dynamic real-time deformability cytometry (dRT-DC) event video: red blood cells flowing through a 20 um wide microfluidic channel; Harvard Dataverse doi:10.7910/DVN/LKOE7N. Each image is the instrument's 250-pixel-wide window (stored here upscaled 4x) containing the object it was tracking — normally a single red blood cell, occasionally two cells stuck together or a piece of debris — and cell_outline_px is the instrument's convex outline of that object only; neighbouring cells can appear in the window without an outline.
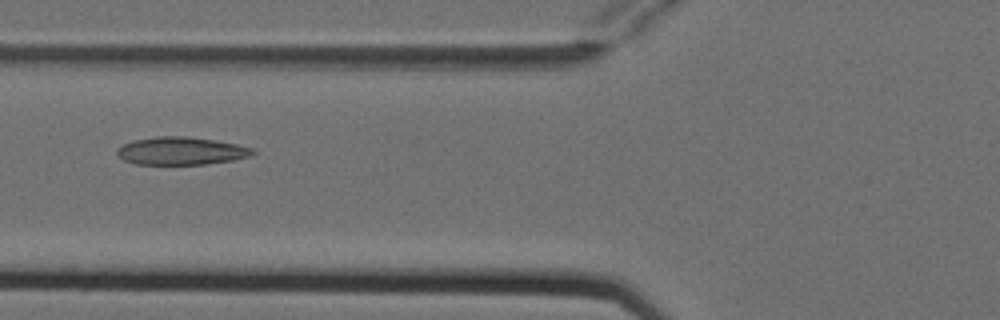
{"species": "Egyptian fruit bat (a non-hibernating species)", "species_latin": "Rousettus aegyptiacus", "temperature_condition": "cold", "stored_images_in_passage": 7, "camera_frame_rate_fps": 3000, "um_per_image_px": 0.085, "animal": {"sex": "female"}, "frame": {"image": 1, "passage_image": 4, "time_ms": 1.0, "image_size_px": [1000, 320], "cell_outline_px": [[256, 152], [252, 156], [232, 160], [204, 164], [136, 164], [124, 160], [116, 152], [116, 148], [132, 140], [156, 136], [184, 136], [216, 140], [236, 144], [252, 148]], "centroid_in_image_um": [15.39, 12.82], "position_along_channel_um": 110.4, "area_um2": 21.96}}
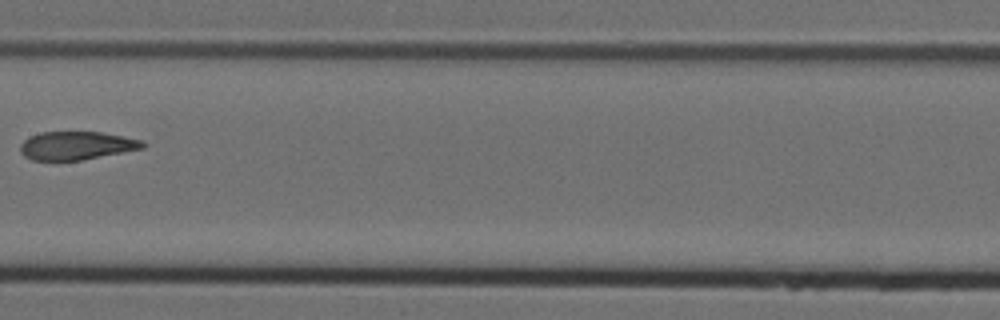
{"frame": {"image": 2, "passage_image": 6, "time_ms": 1.667, "image_size_px": [1000, 320], "cell_outline_px": [[148, 144], [144, 148], [80, 160], [32, 160], [24, 156], [20, 152], [20, 144], [28, 136], [40, 132], [100, 132], [144, 140]], "centroid_in_image_um": [6.49, 12.37], "position_along_channel_um": 200.9, "area_um2": 20.23}}
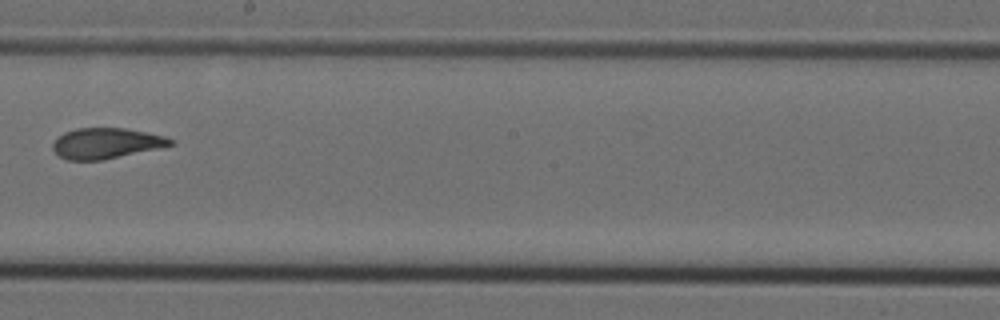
{"frame": {"image": 3, "passage_image": 7, "time_ms": 2.0, "image_size_px": [1000, 320], "cell_outline_px": [[172, 144], [156, 148], [100, 160], [68, 160], [60, 156], [52, 148], [52, 144], [64, 132], [76, 128], [124, 128], [164, 136], [172, 140]], "centroid_in_image_um": [8.95, 12.17], "position_along_channel_um": 239.2, "area_um2": 20.35}}